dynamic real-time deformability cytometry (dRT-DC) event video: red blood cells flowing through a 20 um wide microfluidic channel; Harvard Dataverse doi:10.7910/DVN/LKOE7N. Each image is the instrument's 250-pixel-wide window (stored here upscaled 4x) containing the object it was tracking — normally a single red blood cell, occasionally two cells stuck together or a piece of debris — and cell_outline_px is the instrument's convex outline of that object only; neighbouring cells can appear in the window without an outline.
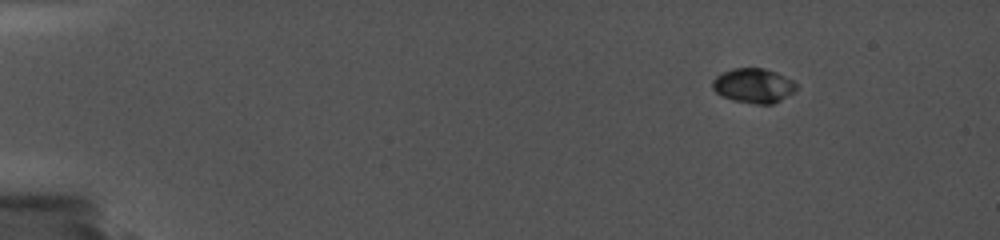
{"species": "common noctule bat (a hibernating species)", "species_latin": "Nyctalus noctula", "temperature_condition": "cold", "stored_images_in_passage": 5, "camera_frame_rate_fps": 5000, "um_per_image_px": 0.085, "animal": {"sex": "female", "body_mass_g": 19.0, "forearm_length_mm": 56.7}, "frame": {"image": 1, "passage_image": 1, "time_ms": 0.0, "image_size_px": [1000, 240], "cell_outline_px": [[796, 88], [792, 92], [780, 100], [772, 104], [756, 104], [732, 100], [716, 92], [712, 88], [712, 80], [716, 76], [732, 68], [764, 68], [776, 72], [792, 80], [796, 84]], "centroid_in_image_um": [64.02, 7.27], "position_along_channel_um": 21.0, "area_um2": 16.7}}
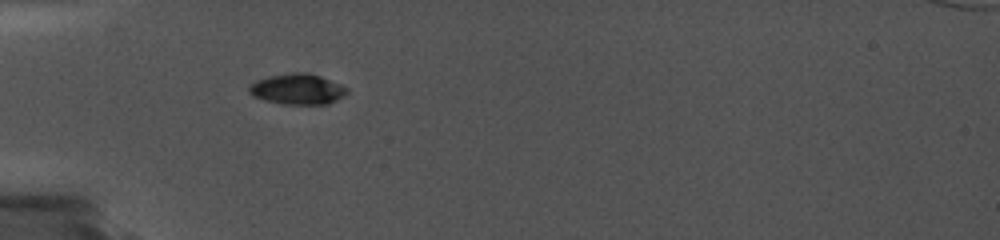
{"frame": {"image": 2, "passage_image": 4, "time_ms": 4.0, "image_size_px": [1000, 240], "cell_outline_px": [[348, 92], [344, 96], [328, 104], [284, 104], [264, 100], [252, 96], [248, 92], [248, 88], [256, 80], [268, 76], [292, 72], [308, 72], [320, 76], [340, 84], [348, 88]], "centroid_in_image_um": [25.28, 7.57], "position_along_channel_um": 59.7, "area_um2": 17.57}}